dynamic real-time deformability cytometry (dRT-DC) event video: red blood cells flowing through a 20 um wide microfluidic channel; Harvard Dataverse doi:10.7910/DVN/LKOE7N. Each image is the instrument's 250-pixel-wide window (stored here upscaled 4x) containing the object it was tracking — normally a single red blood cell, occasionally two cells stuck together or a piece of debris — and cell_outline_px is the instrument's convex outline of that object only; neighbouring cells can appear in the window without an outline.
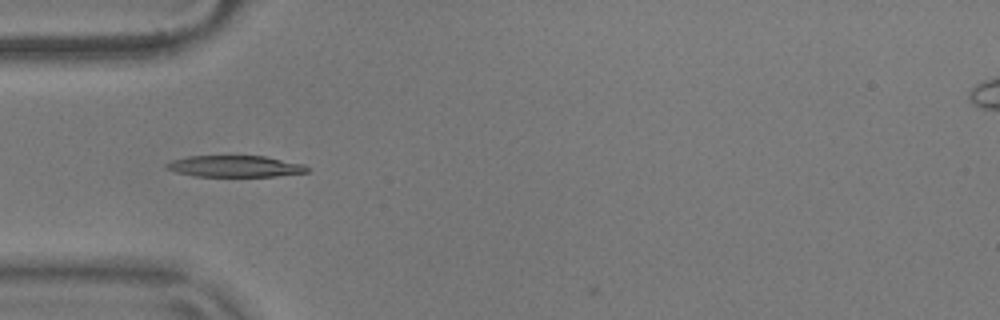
{"species": "common noctule bat (a hibernating species)", "species_latin": "Nyctalus noctula", "temperature_condition": "warm", "stored_images_in_passage": 37, "camera_frame_rate_fps": 3000, "um_per_image_px": 0.085, "animal": {"sex": "male", "body_mass_g": 17.9}, "frame": {"image": 1, "passage_image": 1, "time_ms": 0.0, "image_size_px": [1000, 320], "cell_outline_px": [[308, 172], [276, 176], [196, 176], [176, 172], [164, 168], [164, 164], [172, 160], [188, 156], [264, 156], [304, 164], [308, 168]], "centroid_in_image_um": [19.94, 14.13], "position_along_channel_um": 65.1, "area_um2": 17.51}}
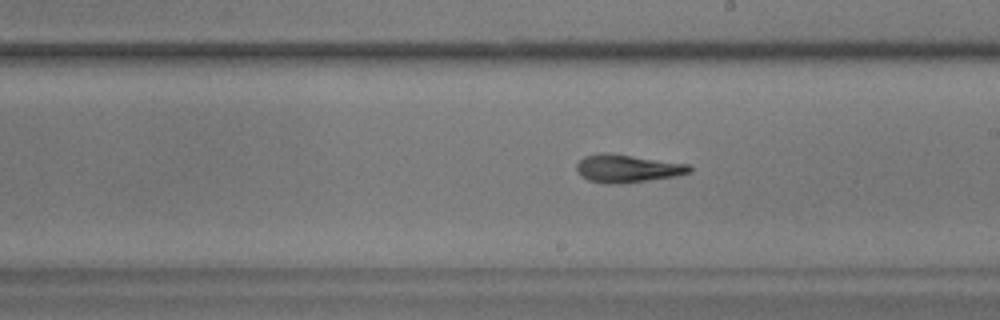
{"frame": {"image": 2, "passage_image": 15, "time_ms": 4.667, "image_size_px": [1000, 320], "cell_outline_px": [[692, 172], [676, 176], [620, 184], [608, 184], [588, 180], [580, 176], [576, 168], [576, 164], [584, 156], [596, 152], [608, 152], [688, 164], [692, 168]], "centroid_in_image_um": [53.29, 14.31], "position_along_channel_um": 235.7, "area_um2": 18.55}}
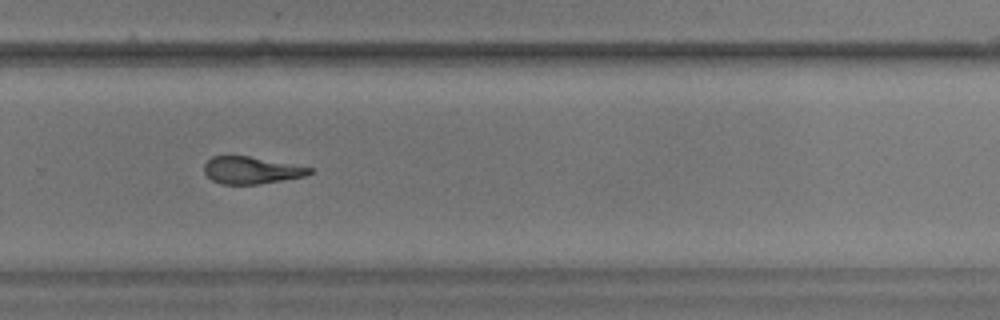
{"frame": {"image": 3, "passage_image": 21, "time_ms": 6.667, "image_size_px": [1000, 320], "cell_outline_px": [[312, 172], [304, 176], [284, 180], [260, 184], [220, 184], [212, 180], [204, 172], [204, 164], [212, 156], [248, 156], [312, 168]], "centroid_in_image_um": [21.32, 14.48], "position_along_channel_um": 308.5, "area_um2": 16.47}, "authors_computed_cell_mechanics": {"area_um2": 17.629, "velocity_mm_per_s": 3.6538, "shape_relaxation_time_tau1_ms": 4.4623, "shape_relaxation_time_tau2_ms": 2.2634, "deformation_change_tau1": 0.2071, "deformation_change_tau2": 0.1341}}